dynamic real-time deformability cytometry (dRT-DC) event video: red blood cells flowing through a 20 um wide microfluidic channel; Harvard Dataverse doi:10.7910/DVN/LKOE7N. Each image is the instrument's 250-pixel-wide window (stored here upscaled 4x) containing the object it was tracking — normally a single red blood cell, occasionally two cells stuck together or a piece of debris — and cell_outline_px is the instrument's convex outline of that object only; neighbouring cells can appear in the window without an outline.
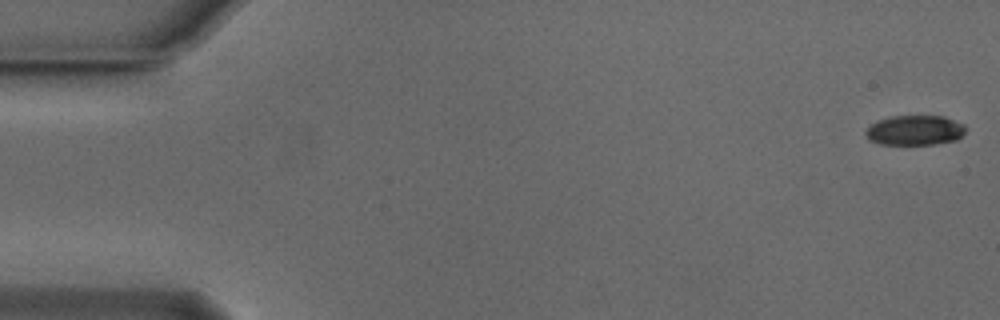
{"species": "Egyptian fruit bat (a non-hibernating species)", "species_latin": "Rousettus aegyptiacus", "temperature_condition": "cold", "stored_images_in_passage": 7, "camera_frame_rate_fps": 3000, "um_per_image_px": 0.085, "animal": {"sex": "male"}, "frame": {"image": 1, "passage_image": 1, "time_ms": 0.0, "image_size_px": [1000, 320], "cell_outline_px": [[964, 132], [956, 140], [932, 144], [880, 144], [868, 140], [864, 132], [872, 124], [880, 120], [892, 116], [944, 116], [964, 124]], "centroid_in_image_um": [77.74, 11.07], "position_along_channel_um": 7.3, "area_um2": 17.22}}